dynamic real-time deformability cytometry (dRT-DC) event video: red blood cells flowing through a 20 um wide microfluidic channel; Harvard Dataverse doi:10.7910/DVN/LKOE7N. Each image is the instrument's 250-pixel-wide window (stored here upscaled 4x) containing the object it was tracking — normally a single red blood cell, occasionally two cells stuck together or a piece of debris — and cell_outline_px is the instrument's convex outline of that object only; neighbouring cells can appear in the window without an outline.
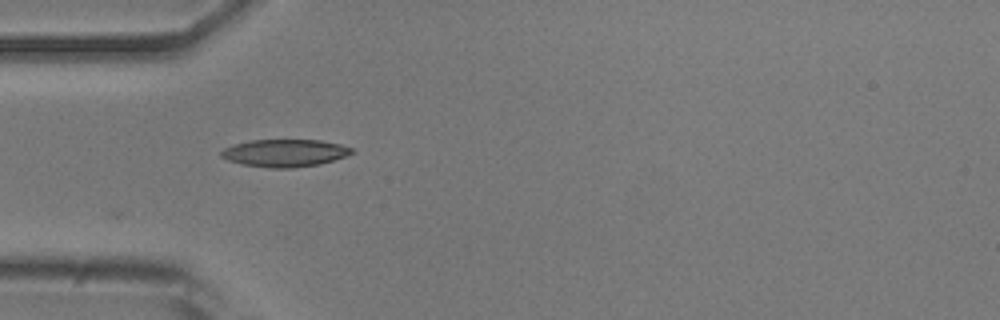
{"species": "common noctule bat (a hibernating species)", "species_latin": "Nyctalus noctula", "temperature_condition": "room temperature", "stored_images_in_passage": 16, "camera_frame_rate_fps": 3000, "um_per_image_px": 0.085, "animal": {"sex": "male", "body_mass_g": 20.5, "forearm_length_mm": 52.5}, "frame": {"image": 1, "passage_image": 1, "time_ms": 0.0, "image_size_px": [1000, 320], "cell_outline_px": [[356, 152], [320, 164], [292, 168], [268, 168], [240, 164], [228, 160], [220, 156], [220, 152], [224, 148], [232, 144], [252, 140], [320, 140], [340, 144], [352, 148]], "centroid_in_image_um": [24.17, 13.0], "position_along_channel_um": 60.8, "area_um2": 20.98}}
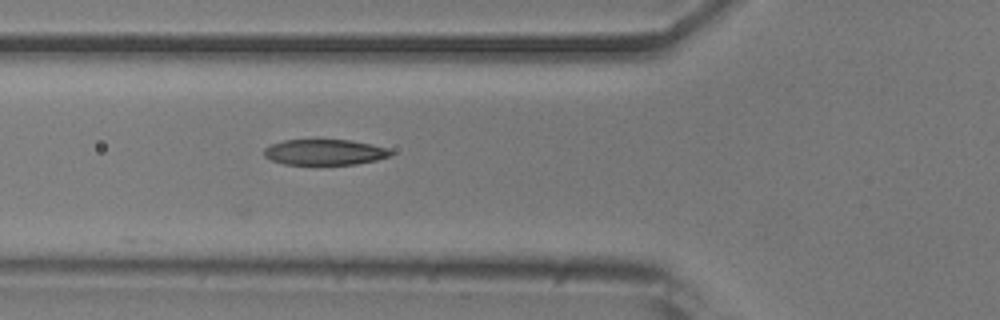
{"frame": {"image": 2, "passage_image": 4, "time_ms": 1.0, "image_size_px": [1000, 320], "cell_outline_px": [[392, 156], [376, 160], [356, 164], [284, 164], [272, 160], [264, 156], [264, 148], [272, 144], [284, 140], [352, 140], [372, 144], [388, 148], [392, 152]], "centroid_in_image_um": [27.62, 12.93], "position_along_channel_um": 98.2, "area_um2": 18.9}}
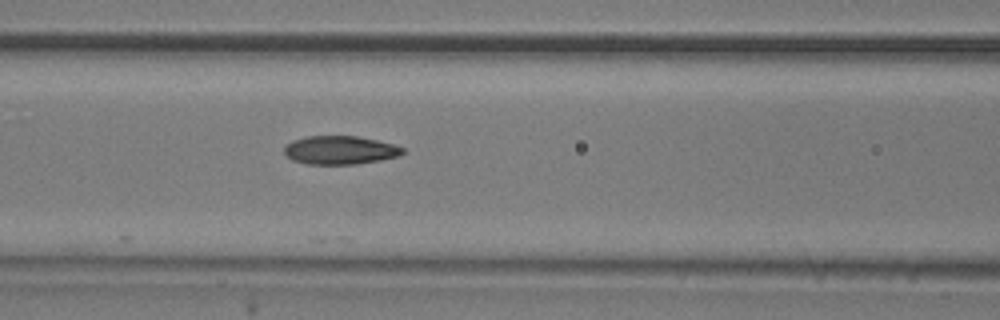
{"frame": {"image": 3, "passage_image": 7, "time_ms": 2.0, "image_size_px": [1000, 320], "cell_outline_px": [[404, 152], [400, 156], [380, 160], [356, 164], [308, 164], [292, 160], [284, 152], [284, 144], [292, 140], [308, 136], [356, 136], [376, 140], [392, 144], [404, 148]], "centroid_in_image_um": [28.88, 12.76], "position_along_channel_um": 137.7, "area_um2": 19.65}}